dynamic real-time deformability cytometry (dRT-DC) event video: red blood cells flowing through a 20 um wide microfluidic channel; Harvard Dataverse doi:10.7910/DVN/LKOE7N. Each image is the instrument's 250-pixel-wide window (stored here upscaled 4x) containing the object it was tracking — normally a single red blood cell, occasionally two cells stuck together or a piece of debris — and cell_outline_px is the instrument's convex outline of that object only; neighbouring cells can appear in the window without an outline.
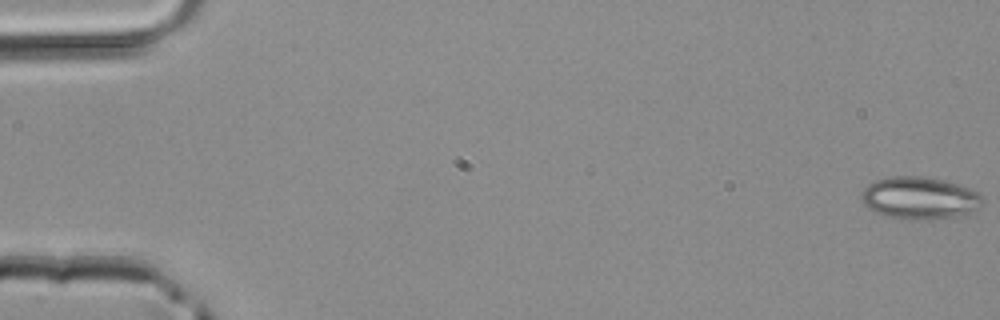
{"species": "common noctule bat (a hibernating species)", "species_latin": "Nyctalus noctula", "temperature_condition": "room temperature", "stored_images_in_passage": 4, "camera_frame_rate_fps": 3000, "um_per_image_px": 0.085, "animal": {"sex": "male", "body_mass_g": 20.4}, "frame": {"image": 1, "passage_image": 1, "time_ms": 0.0, "image_size_px": [1000, 320], "cell_outline_px": [[984, 200], [980, 208], [968, 212], [952, 216], [924, 220], [884, 216], [876, 212], [864, 204], [860, 196], [860, 192], [868, 184], [876, 180], [892, 176], [924, 176], [944, 180], [980, 192], [984, 196]], "centroid_in_image_um": [78.17, 16.81], "position_along_channel_um": 6.8, "area_um2": 29.77}}